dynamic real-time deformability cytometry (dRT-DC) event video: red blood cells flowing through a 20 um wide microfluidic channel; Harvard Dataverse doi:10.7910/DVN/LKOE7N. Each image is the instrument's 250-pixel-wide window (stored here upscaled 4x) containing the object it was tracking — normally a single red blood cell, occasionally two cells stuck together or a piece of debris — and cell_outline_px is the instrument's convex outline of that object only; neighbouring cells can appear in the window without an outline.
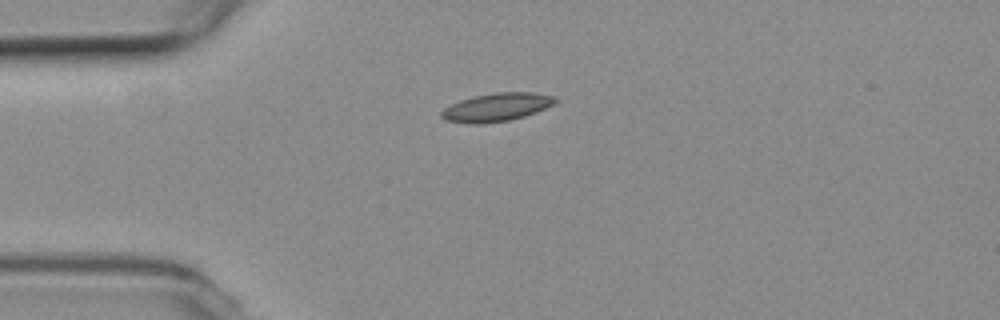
{"species": "common noctule bat (a hibernating species)", "species_latin": "Nyctalus noctula", "temperature_condition": "room temperature", "stored_images_in_passage": 42, "camera_frame_rate_fps": 3000, "um_per_image_px": 0.085, "animal": {"sex": "female", "body_mass_g": 19.3, "forearm_length_mm": 54.1}, "frame": {"image": 1, "passage_image": 1, "time_ms": 0.0, "image_size_px": [1000, 320], "cell_outline_px": [[560, 100], [536, 112], [524, 116], [508, 120], [480, 124], [468, 124], [444, 120], [440, 116], [440, 112], [444, 108], [460, 100], [476, 96], [500, 92], [532, 92], [552, 96]], "centroid_in_image_um": [42.17, 9.12], "position_along_channel_um": 42.8, "area_um2": 18.55}}
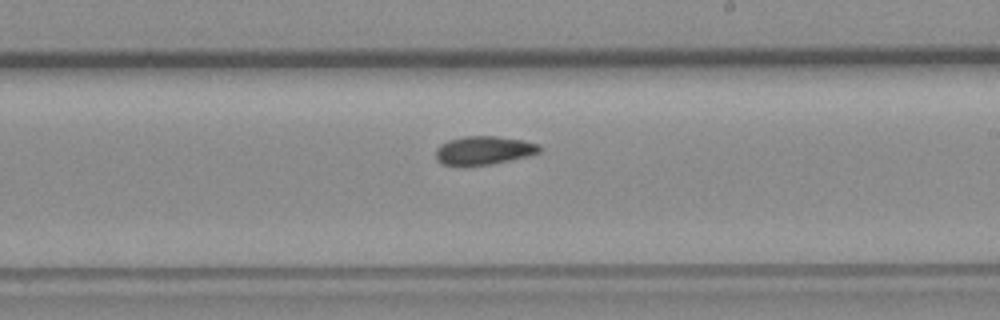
{"frame": {"image": 2, "passage_image": 19, "time_ms": 6.0, "image_size_px": [1000, 320], "cell_outline_px": [[540, 152], [528, 156], [492, 164], [444, 164], [436, 160], [436, 148], [440, 144], [448, 140], [464, 136], [496, 136], [524, 140], [540, 144]], "centroid_in_image_um": [41.14, 12.75], "position_along_channel_um": 247.9, "area_um2": 17.05}}
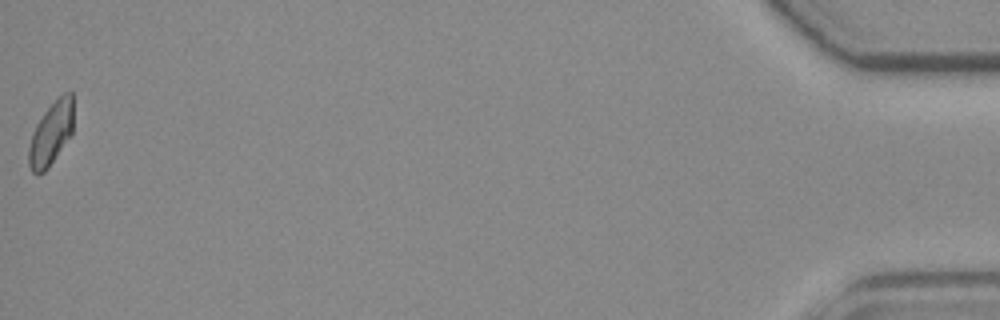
{"frame": {"image": 3, "passage_image": 42, "time_ms": 13.667, "image_size_px": [1000, 320], "cell_outline_px": [[72, 132], [48, 168], [44, 172], [36, 176], [32, 172], [28, 164], [28, 148], [32, 132], [36, 124], [44, 112], [64, 92], [72, 92]], "centroid_in_image_um": [4.3, 11.39], "position_along_channel_um": 430.9, "area_um2": 16.24}, "authors_computed_cell_mechanics": {"area_um2": 17.1377, "velocity_mm_per_s": 3.7662, "shape_relaxation_time_tau1_ms": null, "shape_relaxation_time_tau2_ms": 9.0008, "deformation_change_tau1": null, "deformation_change_tau2": 0.1228}}